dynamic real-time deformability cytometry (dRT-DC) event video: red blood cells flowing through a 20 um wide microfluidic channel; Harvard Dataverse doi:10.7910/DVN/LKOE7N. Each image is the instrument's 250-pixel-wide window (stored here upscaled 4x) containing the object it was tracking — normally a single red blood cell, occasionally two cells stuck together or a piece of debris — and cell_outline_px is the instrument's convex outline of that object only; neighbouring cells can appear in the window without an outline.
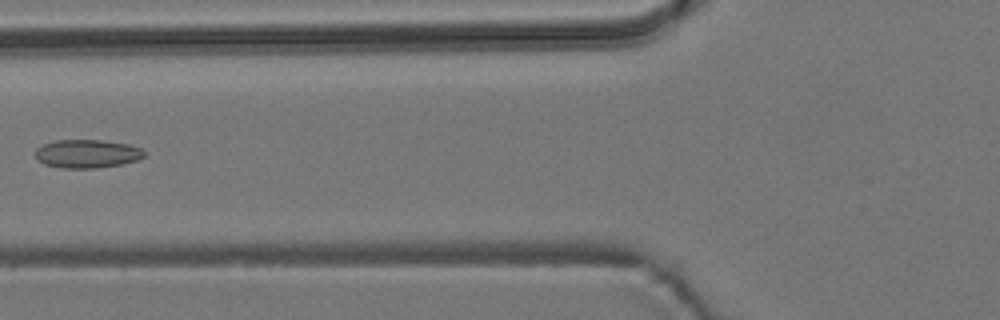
{"species": "common noctule bat (a hibernating species)", "species_latin": "Nyctalus noctula", "temperature_condition": "room temperature", "stored_images_in_passage": 7, "camera_frame_rate_fps": 3000, "um_per_image_px": 0.085, "animal": {"sex": "male", "body_mass_g": 19.2, "forearm_length_mm": 51.8}, "frame": {"image": 1, "passage_image": 6, "time_ms": 6.667, "image_size_px": [1000, 320], "cell_outline_px": [[144, 156], [136, 160], [120, 164], [96, 168], [60, 168], [44, 164], [36, 156], [36, 148], [44, 144], [56, 140], [104, 140], [128, 144], [140, 148], [144, 152]], "centroid_in_image_um": [7.39, 13.06], "position_along_channel_um": 118.4, "area_um2": 17.86}}
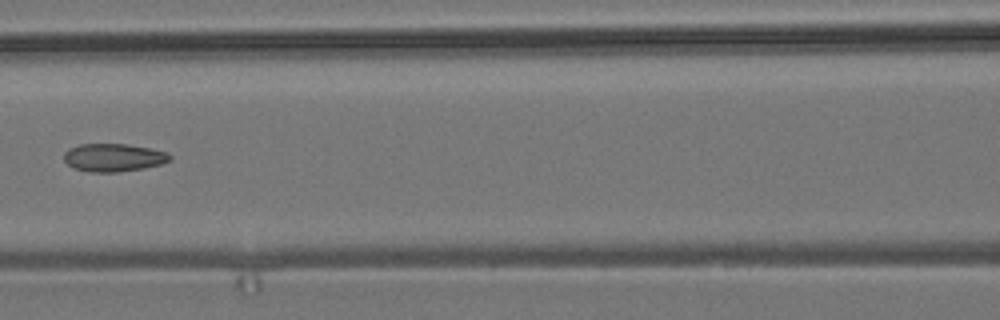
{"frame": {"image": 2, "passage_image": 7, "time_ms": 7.667, "image_size_px": [1000, 320], "cell_outline_px": [[172, 160], [160, 164], [144, 168], [116, 172], [88, 172], [72, 168], [64, 160], [64, 152], [68, 148], [80, 144], [128, 144], [168, 152], [172, 156]], "centroid_in_image_um": [9.64, 13.39], "position_along_channel_um": 157.0, "area_um2": 17.4}}